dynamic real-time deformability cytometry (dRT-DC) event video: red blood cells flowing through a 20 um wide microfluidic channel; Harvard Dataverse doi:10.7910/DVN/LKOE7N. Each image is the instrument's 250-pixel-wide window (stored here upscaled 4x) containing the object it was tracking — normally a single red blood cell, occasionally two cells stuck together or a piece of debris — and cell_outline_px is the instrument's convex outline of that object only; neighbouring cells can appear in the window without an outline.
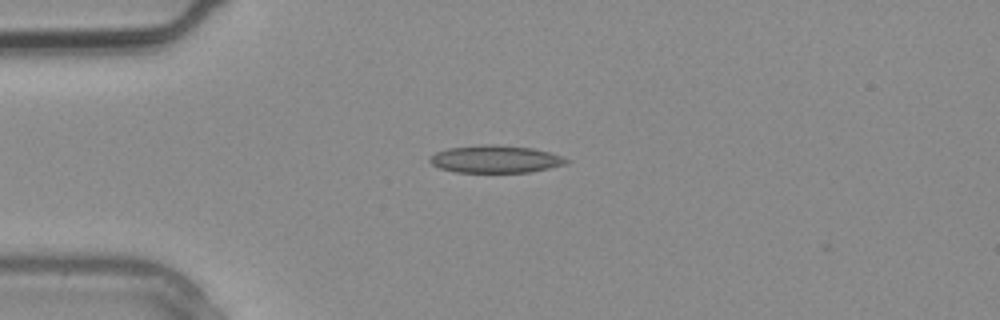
{"species": "common noctule bat (a hibernating species)", "species_latin": "Nyctalus noctula", "temperature_condition": "warm", "stored_images_in_passage": 1, "camera_frame_rate_fps": 3000, "um_per_image_px": 0.085, "animal": {"sex": "male", "body_mass_g": 20.4}, "frame": {"image": 1, "passage_image": 1, "time_ms": 0.0, "image_size_px": [1000, 320], "cell_outline_px": [[572, 160], [568, 164], [528, 172], [456, 172], [440, 168], [432, 164], [428, 160], [436, 152], [448, 148], [488, 144], [500, 144], [532, 148], [548, 152]], "centroid_in_image_um": [42.13, 13.52], "position_along_channel_um": 42.9, "area_um2": 21.79}}